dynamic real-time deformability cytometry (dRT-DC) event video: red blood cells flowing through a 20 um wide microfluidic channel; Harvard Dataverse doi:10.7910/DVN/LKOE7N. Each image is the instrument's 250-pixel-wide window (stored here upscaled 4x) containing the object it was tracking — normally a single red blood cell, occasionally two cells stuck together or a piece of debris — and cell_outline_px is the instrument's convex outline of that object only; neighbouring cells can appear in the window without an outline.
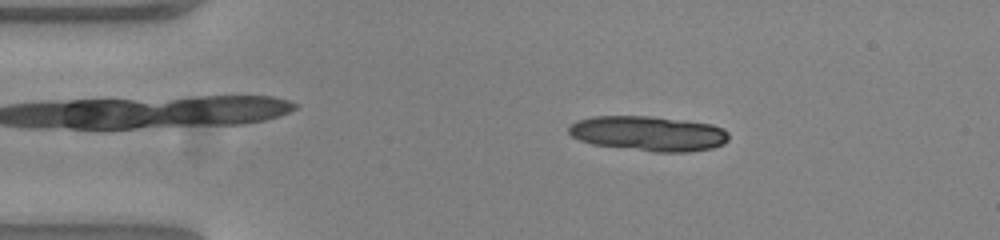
{"species": "common noctule bat (a hibernating species)", "species_latin": "Nyctalus noctula", "temperature_condition": "warm", "stored_images_in_passage": 53, "segment_of_instrument_passage": [1, 2], "camera_frame_rate_fps": 3000, "um_per_image_px": 0.085, "animal": {"sex": "female", "body_mass_g": 23.0, "forearm_length_mm": 53.4}, "frame": {"image": 1, "passage_image": 9, "time_ms": 2.667, "image_size_px": [1000, 240], "cell_outline_px": [[728, 140], [724, 144], [712, 148], [688, 152], [656, 152], [592, 144], [580, 140], [572, 136], [568, 132], [568, 128], [576, 120], [592, 116], [648, 116], [684, 120], [712, 124], [724, 128], [728, 132]], "centroid_in_image_um": [55.14, 11.34], "position_along_channel_um": 29.9, "area_um2": 32.71}}